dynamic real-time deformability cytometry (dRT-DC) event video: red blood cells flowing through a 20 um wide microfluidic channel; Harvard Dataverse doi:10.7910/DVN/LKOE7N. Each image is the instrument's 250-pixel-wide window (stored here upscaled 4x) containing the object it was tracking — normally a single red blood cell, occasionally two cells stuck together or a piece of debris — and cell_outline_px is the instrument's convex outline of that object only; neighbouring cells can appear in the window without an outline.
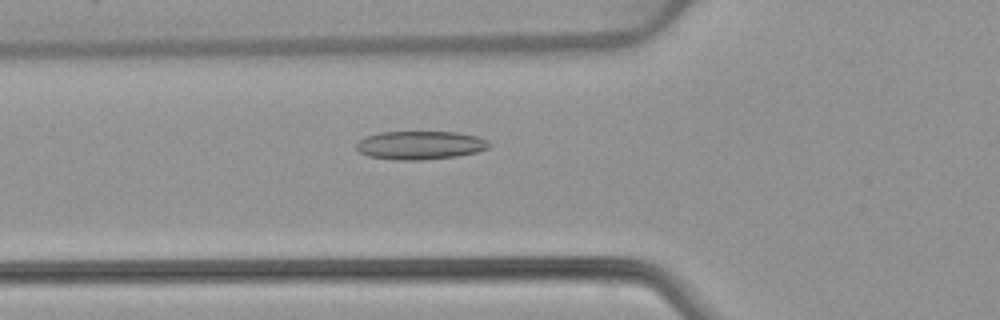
{"species": "common noctule bat (a hibernating species)", "species_latin": "Nyctalus noctula", "temperature_condition": "warm", "stored_images_in_passage": 50, "camera_frame_rate_fps": 3000, "um_per_image_px": 0.085, "animal": {"sex": "female", "body_mass_g": 22.7, "forearm_length_mm": 54.2}, "frame": {"image": 1, "passage_image": 19, "time_ms": 6.0, "image_size_px": [1000, 320], "cell_outline_px": [[492, 144], [488, 148], [476, 152], [456, 156], [420, 160], [396, 160], [368, 156], [360, 152], [356, 148], [356, 144], [364, 136], [380, 132], [456, 132], [476, 136], [488, 140]], "centroid_in_image_um": [35.71, 12.34], "position_along_channel_um": 90.1, "area_um2": 22.02}}
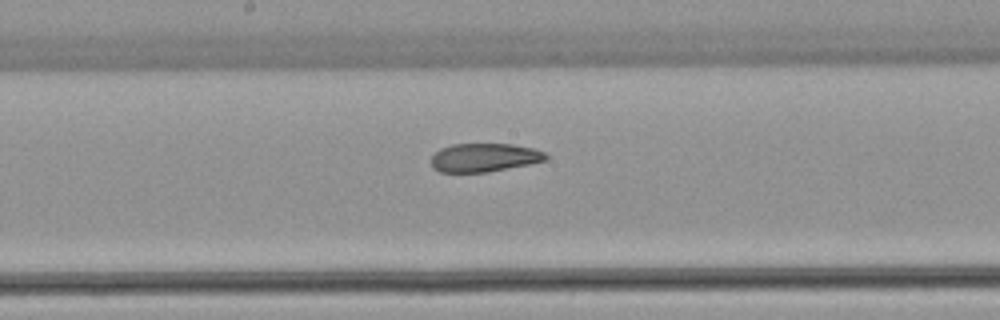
{"frame": {"image": 2, "passage_image": 28, "time_ms": 9.0, "image_size_px": [1000, 320], "cell_outline_px": [[548, 160], [488, 172], [440, 172], [432, 168], [432, 156], [440, 148], [452, 144], [512, 144], [532, 148], [544, 152], [548, 156]], "centroid_in_image_um": [41.15, 13.39], "position_along_channel_um": 207.0, "area_um2": 19.02}}
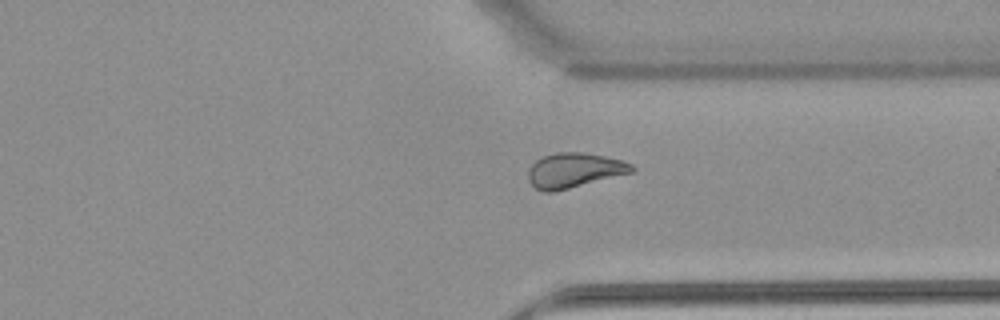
{"frame": {"image": 3, "passage_image": 40, "time_ms": 13.0, "image_size_px": [1000, 320], "cell_outline_px": [[636, 172], [552, 192], [544, 192], [536, 188], [528, 180], [528, 168], [536, 160], [544, 156], [556, 152], [584, 152], [624, 160], [632, 164], [636, 168]], "centroid_in_image_um": [48.85, 14.47], "position_along_channel_um": 362.5, "area_um2": 21.21}}